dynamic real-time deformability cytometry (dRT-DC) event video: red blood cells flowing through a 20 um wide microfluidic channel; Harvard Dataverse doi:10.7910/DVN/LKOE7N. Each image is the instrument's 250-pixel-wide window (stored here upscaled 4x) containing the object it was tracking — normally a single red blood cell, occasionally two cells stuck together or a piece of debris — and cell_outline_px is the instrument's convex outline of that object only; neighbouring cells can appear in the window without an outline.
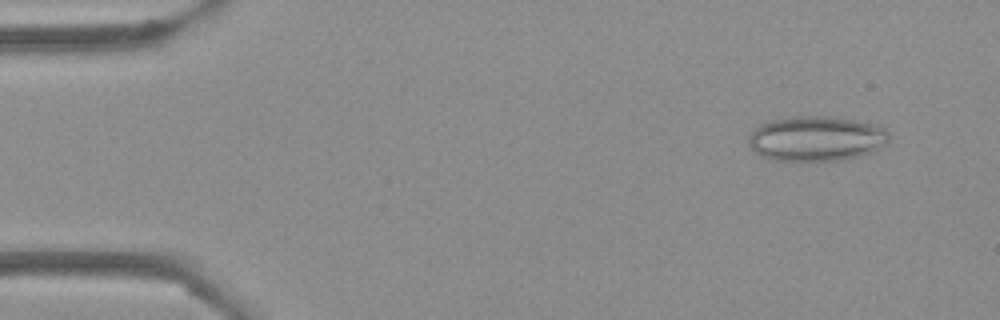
{"species": "Egyptian fruit bat (a non-hibernating species)", "species_latin": "Rousettus aegyptiacus", "temperature_condition": "cold", "stored_images_in_passage": 49, "camera_frame_rate_fps": 3000, "um_per_image_px": 0.085, "frame": {"image": 1, "passage_image": 1, "time_ms": 0.0, "image_size_px": [1000, 320], "cell_outline_px": [[888, 144], [872, 152], [856, 156], [836, 160], [776, 160], [760, 156], [748, 144], [748, 136], [764, 120], [792, 116], [832, 116], [872, 124], [884, 128], [888, 132]], "centroid_in_image_um": [69.34, 11.76], "position_along_channel_um": 15.7, "area_um2": 36.82}}
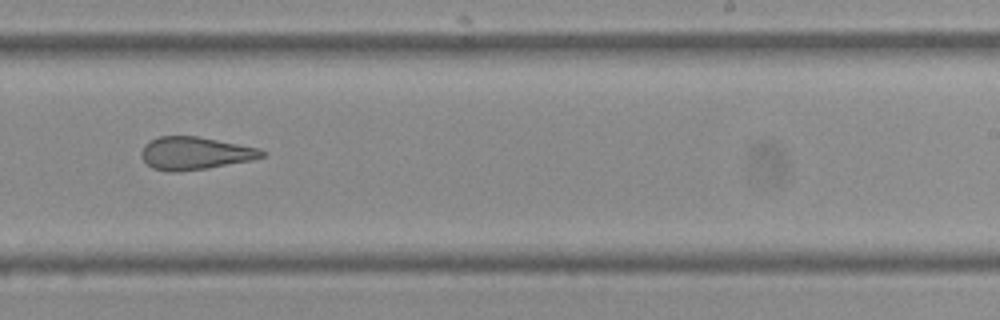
{"frame": {"image": 2, "passage_image": 29, "time_ms": 9.333, "image_size_px": [1000, 320], "cell_outline_px": [[268, 152], [264, 156], [252, 160], [208, 168], [176, 172], [168, 172], [152, 168], [144, 160], [140, 152], [144, 144], [160, 136], [196, 136], [260, 148]], "centroid_in_image_um": [16.59, 13.03], "position_along_channel_um": 272.4, "area_um2": 23.0}}
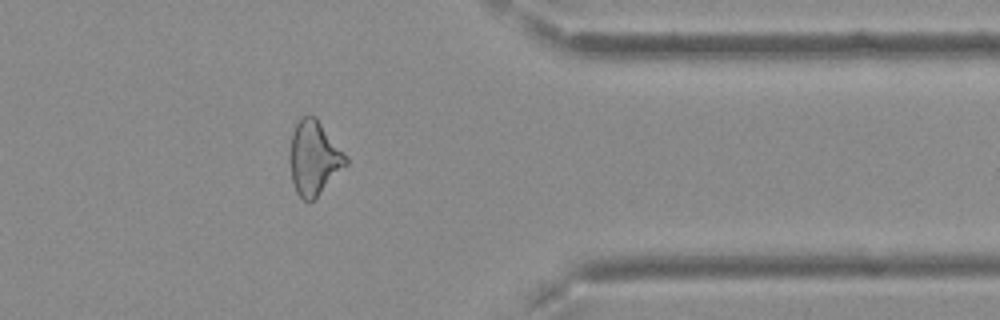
{"frame": {"image": 3, "passage_image": 39, "time_ms": 12.667, "image_size_px": [1000, 320], "cell_outline_px": [[348, 164], [308, 204], [296, 192], [292, 180], [288, 156], [292, 132], [296, 124], [304, 116], [316, 116], [348, 156]], "centroid_in_image_um": [26.68, 13.41], "position_along_channel_um": 384.7, "area_um2": 24.28}, "authors_computed_cell_mechanics": {"area_um2": 24.6228, "velocity_mm_per_s": 3.8101, "shape_relaxation_time_tau1_ms": null, "shape_relaxation_time_tau2_ms": 2.9278, "deformation_change_tau1": null, "deformation_change_tau2": 0.1335}}